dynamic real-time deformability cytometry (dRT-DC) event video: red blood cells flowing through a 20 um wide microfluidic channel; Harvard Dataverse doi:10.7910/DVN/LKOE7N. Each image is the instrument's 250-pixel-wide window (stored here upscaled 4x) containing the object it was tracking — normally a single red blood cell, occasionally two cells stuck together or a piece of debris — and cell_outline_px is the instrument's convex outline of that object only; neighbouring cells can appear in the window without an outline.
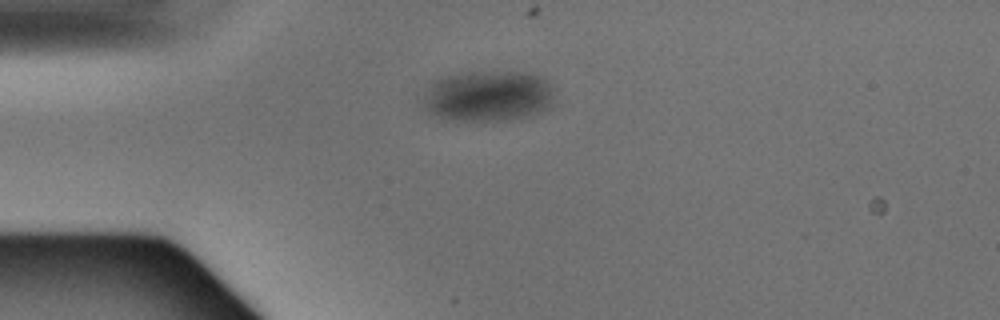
{"species": "Egyptian fruit bat (a non-hibernating species)", "species_latin": "Rousettus aegyptiacus", "temperature_condition": "warm", "stored_images_in_passage": 2, "camera_frame_rate_fps": 3000, "um_per_image_px": 0.085, "animal": {"sex": "male"}, "frame": {"image": 1, "passage_image": 2, "time_ms": 0.333, "image_size_px": [1000, 320], "cell_outline_px": [[556, 88], [552, 108], [528, 116], [508, 120], [452, 120], [428, 112], [416, 100], [436, 80], [448, 76], [472, 72], [532, 72], [544, 76]], "centroid_in_image_um": [41.55, 8.16], "position_along_channel_um": 43.5, "area_um2": 39.82}}